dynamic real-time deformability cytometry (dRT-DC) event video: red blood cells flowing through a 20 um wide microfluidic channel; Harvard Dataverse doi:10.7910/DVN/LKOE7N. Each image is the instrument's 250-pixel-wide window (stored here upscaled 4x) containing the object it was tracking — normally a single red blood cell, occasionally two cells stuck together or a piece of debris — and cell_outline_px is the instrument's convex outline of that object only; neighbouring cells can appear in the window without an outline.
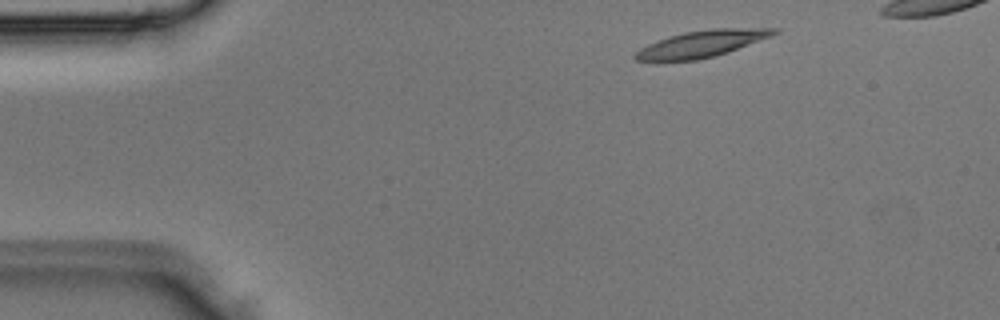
{"species": "Egyptian fruit bat (a non-hibernating species)", "species_latin": "Rousettus aegyptiacus", "temperature_condition": "room temperature", "stored_images_in_passage": 2, "camera_frame_rate_fps": 3000, "um_per_image_px": 0.085, "animal": {"sex": "male"}, "frame": {"image": 1, "passage_image": 1, "time_ms": 0.0, "image_size_px": [1000, 320], "cell_outline_px": [[780, 32], [772, 36], [712, 56], [696, 60], [636, 60], [632, 56], [640, 48], [648, 44], [684, 32], [712, 28], [780, 28]], "centroid_in_image_um": [59.67, 3.7], "position_along_channel_um": 25.3, "area_um2": 20.92}}